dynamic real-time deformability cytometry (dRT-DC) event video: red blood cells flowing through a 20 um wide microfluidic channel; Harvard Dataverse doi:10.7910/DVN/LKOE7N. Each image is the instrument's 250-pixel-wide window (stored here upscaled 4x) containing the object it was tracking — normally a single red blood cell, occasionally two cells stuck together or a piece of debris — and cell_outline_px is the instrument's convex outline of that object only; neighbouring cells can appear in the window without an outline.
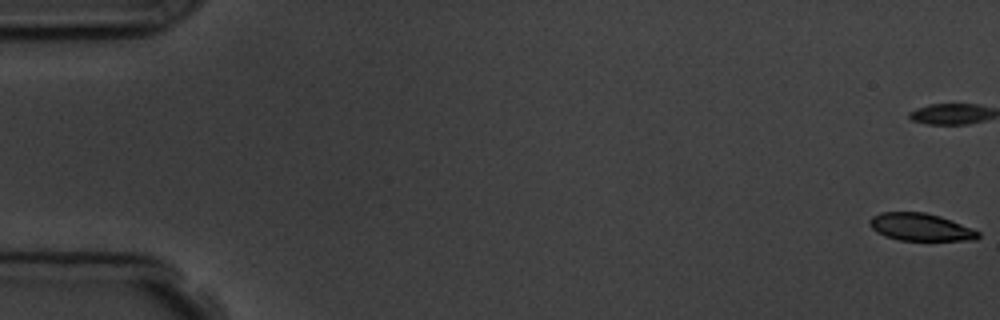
{"species": "common noctule bat (a hibernating species)", "species_latin": "Nyctalus noctula", "temperature_condition": "room temperature", "stored_images_in_passage": 17, "camera_frame_rate_fps": 3000, "um_per_image_px": 0.085, "animal": {"sex": "male", "body_mass_g": 19.5, "forearm_length_mm": 54.6}, "frame": {"image": 1, "passage_image": 1, "time_ms": 0.0, "image_size_px": [1000, 320], "cell_outline_px": [[980, 236], [976, 240], [900, 240], [884, 236], [876, 232], [868, 224], [868, 220], [872, 216], [880, 212], [924, 212], [940, 216], [952, 220], [980, 232]], "centroid_in_image_um": [78.21, 19.3], "position_along_channel_um": 6.8, "area_um2": 17.46}}
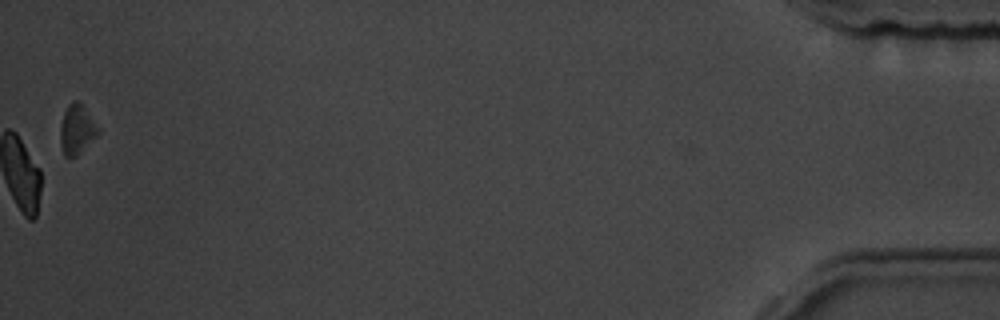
{"frame": {"image": 2, "passage_image": 17, "time_ms": 18.0, "image_size_px": [1000, 320], "cell_outline_px": [[100, 132], [76, 156], [64, 156], [60, 140], [60, 128], [64, 112], [68, 104], [72, 100], [80, 100], [100, 128]], "centroid_in_image_um": [6.54, 10.94], "position_along_channel_um": 428.7, "area_um2": 10.98}}